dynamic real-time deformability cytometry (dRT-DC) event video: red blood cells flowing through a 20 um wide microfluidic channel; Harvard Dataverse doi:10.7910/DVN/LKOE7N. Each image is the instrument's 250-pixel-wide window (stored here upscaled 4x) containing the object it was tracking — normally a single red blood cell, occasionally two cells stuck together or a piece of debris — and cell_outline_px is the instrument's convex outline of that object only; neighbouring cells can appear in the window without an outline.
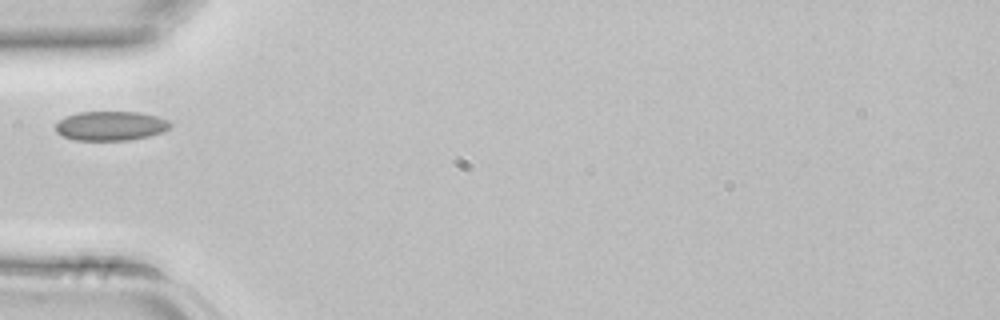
{"species": "common noctule bat (a hibernating species)", "species_latin": "Nyctalus noctula", "temperature_condition": "room temperature", "stored_images_in_passage": 4, "camera_frame_rate_fps": 3000, "um_per_image_px": 0.085, "animal": {"sex": "female", "body_mass_g": 22.7, "forearm_length_mm": 54.2}, "frame": {"image": 1, "passage_image": 4, "time_ms": 1.0, "image_size_px": [1000, 320], "cell_outline_px": [[172, 124], [164, 132], [148, 136], [128, 140], [76, 140], [64, 136], [56, 132], [56, 124], [64, 116], [80, 112], [140, 112], [156, 116], [168, 120]], "centroid_in_image_um": [9.42, 10.69], "position_along_channel_um": 75.6, "area_um2": 19.54}}